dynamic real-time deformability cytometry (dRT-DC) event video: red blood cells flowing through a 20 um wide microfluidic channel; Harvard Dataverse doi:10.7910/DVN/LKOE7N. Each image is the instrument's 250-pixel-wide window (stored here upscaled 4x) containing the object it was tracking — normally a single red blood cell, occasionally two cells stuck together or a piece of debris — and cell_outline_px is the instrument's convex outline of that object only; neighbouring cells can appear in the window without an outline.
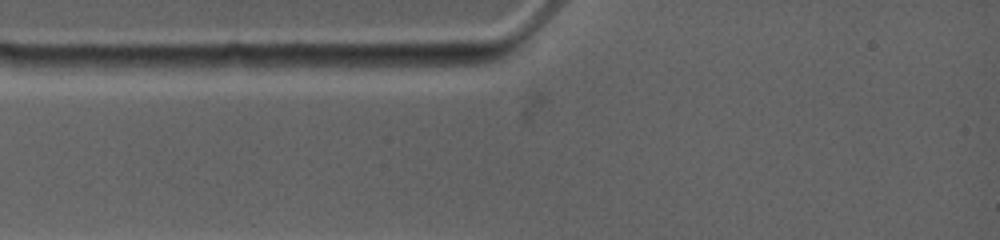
{"species": "common noctule bat (a hibernating species)", "species_latin": "Nyctalus noctula", "temperature_condition": "warm", "stored_images_in_passage": 2, "camera_frame_rate_fps": 4500, "um_per_image_px": 0.085, "animal": {"sex": "female", "body_mass_g": 19.0, "forearm_length_mm": 53.3}, "frame": {"image": 1, "passage_image": 1, "time_ms": 0.0, "image_size_px": [1000, 240], "cell_outline_px": [[392, 64], [352, 72], [312, 72], [276, 64], [284, 56], [364, 56]], "centroid_in_image_um": [28.14, 5.39], "position_along_channel_um": 56.9, "area_um2": 10.17}}